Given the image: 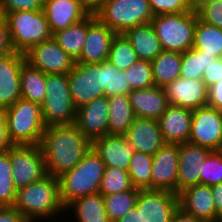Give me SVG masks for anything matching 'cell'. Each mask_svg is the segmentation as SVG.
I'll use <instances>...</instances> for the list:
<instances>
[{"label": "cell", "mask_w": 222, "mask_h": 222, "mask_svg": "<svg viewBox=\"0 0 222 222\" xmlns=\"http://www.w3.org/2000/svg\"><path fill=\"white\" fill-rule=\"evenodd\" d=\"M47 173L59 178L73 169L92 147L75 124L47 126L39 144Z\"/></svg>", "instance_id": "1"}, {"label": "cell", "mask_w": 222, "mask_h": 222, "mask_svg": "<svg viewBox=\"0 0 222 222\" xmlns=\"http://www.w3.org/2000/svg\"><path fill=\"white\" fill-rule=\"evenodd\" d=\"M13 207L29 222H50L51 219L55 221L59 215L64 219L61 217L65 208L59 197L58 178L48 174L43 179L17 190Z\"/></svg>", "instance_id": "2"}, {"label": "cell", "mask_w": 222, "mask_h": 222, "mask_svg": "<svg viewBox=\"0 0 222 222\" xmlns=\"http://www.w3.org/2000/svg\"><path fill=\"white\" fill-rule=\"evenodd\" d=\"M105 171V164L91 147L82 160L59 180V197L66 208L74 200L98 193Z\"/></svg>", "instance_id": "3"}, {"label": "cell", "mask_w": 222, "mask_h": 222, "mask_svg": "<svg viewBox=\"0 0 222 222\" xmlns=\"http://www.w3.org/2000/svg\"><path fill=\"white\" fill-rule=\"evenodd\" d=\"M3 112L8 134L14 146L40 144L46 129L40 104L20 98Z\"/></svg>", "instance_id": "4"}, {"label": "cell", "mask_w": 222, "mask_h": 222, "mask_svg": "<svg viewBox=\"0 0 222 222\" xmlns=\"http://www.w3.org/2000/svg\"><path fill=\"white\" fill-rule=\"evenodd\" d=\"M5 18L15 52L25 54L36 44L53 37L43 10L7 13Z\"/></svg>", "instance_id": "5"}, {"label": "cell", "mask_w": 222, "mask_h": 222, "mask_svg": "<svg viewBox=\"0 0 222 222\" xmlns=\"http://www.w3.org/2000/svg\"><path fill=\"white\" fill-rule=\"evenodd\" d=\"M196 23L194 11L158 15L151 20L163 51L180 53L193 47Z\"/></svg>", "instance_id": "6"}, {"label": "cell", "mask_w": 222, "mask_h": 222, "mask_svg": "<svg viewBox=\"0 0 222 222\" xmlns=\"http://www.w3.org/2000/svg\"><path fill=\"white\" fill-rule=\"evenodd\" d=\"M96 18L116 34L151 23L154 15L148 0H111L94 12Z\"/></svg>", "instance_id": "7"}, {"label": "cell", "mask_w": 222, "mask_h": 222, "mask_svg": "<svg viewBox=\"0 0 222 222\" xmlns=\"http://www.w3.org/2000/svg\"><path fill=\"white\" fill-rule=\"evenodd\" d=\"M45 85L46 97L41 104L45 126L74 124L77 108L71 98L68 74H46Z\"/></svg>", "instance_id": "8"}, {"label": "cell", "mask_w": 222, "mask_h": 222, "mask_svg": "<svg viewBox=\"0 0 222 222\" xmlns=\"http://www.w3.org/2000/svg\"><path fill=\"white\" fill-rule=\"evenodd\" d=\"M10 161L16 191L48 175L39 145L13 146L10 149Z\"/></svg>", "instance_id": "9"}, {"label": "cell", "mask_w": 222, "mask_h": 222, "mask_svg": "<svg viewBox=\"0 0 222 222\" xmlns=\"http://www.w3.org/2000/svg\"><path fill=\"white\" fill-rule=\"evenodd\" d=\"M69 90L74 106L78 109L103 93V67L98 64L76 63L68 73Z\"/></svg>", "instance_id": "10"}, {"label": "cell", "mask_w": 222, "mask_h": 222, "mask_svg": "<svg viewBox=\"0 0 222 222\" xmlns=\"http://www.w3.org/2000/svg\"><path fill=\"white\" fill-rule=\"evenodd\" d=\"M24 56L30 66L45 74H68L76 64L53 37L36 44Z\"/></svg>", "instance_id": "11"}, {"label": "cell", "mask_w": 222, "mask_h": 222, "mask_svg": "<svg viewBox=\"0 0 222 222\" xmlns=\"http://www.w3.org/2000/svg\"><path fill=\"white\" fill-rule=\"evenodd\" d=\"M221 124L222 111L209 106L193 110L189 143L212 151L222 150Z\"/></svg>", "instance_id": "12"}, {"label": "cell", "mask_w": 222, "mask_h": 222, "mask_svg": "<svg viewBox=\"0 0 222 222\" xmlns=\"http://www.w3.org/2000/svg\"><path fill=\"white\" fill-rule=\"evenodd\" d=\"M179 144H165L154 155L151 166V190L177 194Z\"/></svg>", "instance_id": "13"}, {"label": "cell", "mask_w": 222, "mask_h": 222, "mask_svg": "<svg viewBox=\"0 0 222 222\" xmlns=\"http://www.w3.org/2000/svg\"><path fill=\"white\" fill-rule=\"evenodd\" d=\"M136 207L143 222H171L179 207L178 194L163 190H140Z\"/></svg>", "instance_id": "14"}, {"label": "cell", "mask_w": 222, "mask_h": 222, "mask_svg": "<svg viewBox=\"0 0 222 222\" xmlns=\"http://www.w3.org/2000/svg\"><path fill=\"white\" fill-rule=\"evenodd\" d=\"M108 107V97L102 96L77 109L74 124L91 143L108 134Z\"/></svg>", "instance_id": "15"}, {"label": "cell", "mask_w": 222, "mask_h": 222, "mask_svg": "<svg viewBox=\"0 0 222 222\" xmlns=\"http://www.w3.org/2000/svg\"><path fill=\"white\" fill-rule=\"evenodd\" d=\"M115 35L113 30L102 24L95 14L91 13L88 16L86 42L76 63L98 64L107 60Z\"/></svg>", "instance_id": "16"}, {"label": "cell", "mask_w": 222, "mask_h": 222, "mask_svg": "<svg viewBox=\"0 0 222 222\" xmlns=\"http://www.w3.org/2000/svg\"><path fill=\"white\" fill-rule=\"evenodd\" d=\"M43 12L52 34L83 21L91 14L85 0H44Z\"/></svg>", "instance_id": "17"}, {"label": "cell", "mask_w": 222, "mask_h": 222, "mask_svg": "<svg viewBox=\"0 0 222 222\" xmlns=\"http://www.w3.org/2000/svg\"><path fill=\"white\" fill-rule=\"evenodd\" d=\"M169 105L195 110L207 106L208 87L202 79L178 77L164 87Z\"/></svg>", "instance_id": "18"}, {"label": "cell", "mask_w": 222, "mask_h": 222, "mask_svg": "<svg viewBox=\"0 0 222 222\" xmlns=\"http://www.w3.org/2000/svg\"><path fill=\"white\" fill-rule=\"evenodd\" d=\"M25 62L24 54L15 51L0 57V111L21 98L20 72Z\"/></svg>", "instance_id": "19"}, {"label": "cell", "mask_w": 222, "mask_h": 222, "mask_svg": "<svg viewBox=\"0 0 222 222\" xmlns=\"http://www.w3.org/2000/svg\"><path fill=\"white\" fill-rule=\"evenodd\" d=\"M211 152L209 148L189 142L179 144L177 194L188 187L200 184L199 168Z\"/></svg>", "instance_id": "20"}, {"label": "cell", "mask_w": 222, "mask_h": 222, "mask_svg": "<svg viewBox=\"0 0 222 222\" xmlns=\"http://www.w3.org/2000/svg\"><path fill=\"white\" fill-rule=\"evenodd\" d=\"M193 110L169 105L157 119L166 144L189 142Z\"/></svg>", "instance_id": "21"}, {"label": "cell", "mask_w": 222, "mask_h": 222, "mask_svg": "<svg viewBox=\"0 0 222 222\" xmlns=\"http://www.w3.org/2000/svg\"><path fill=\"white\" fill-rule=\"evenodd\" d=\"M124 136L134 151L151 155L166 144L161 135L158 120L152 118L136 117Z\"/></svg>", "instance_id": "22"}, {"label": "cell", "mask_w": 222, "mask_h": 222, "mask_svg": "<svg viewBox=\"0 0 222 222\" xmlns=\"http://www.w3.org/2000/svg\"><path fill=\"white\" fill-rule=\"evenodd\" d=\"M92 148L100 156L105 166L128 170L134 153L132 145L124 135L107 134L92 142Z\"/></svg>", "instance_id": "23"}, {"label": "cell", "mask_w": 222, "mask_h": 222, "mask_svg": "<svg viewBox=\"0 0 222 222\" xmlns=\"http://www.w3.org/2000/svg\"><path fill=\"white\" fill-rule=\"evenodd\" d=\"M179 207L204 222H216V208L210 186L197 184L178 194Z\"/></svg>", "instance_id": "24"}, {"label": "cell", "mask_w": 222, "mask_h": 222, "mask_svg": "<svg viewBox=\"0 0 222 222\" xmlns=\"http://www.w3.org/2000/svg\"><path fill=\"white\" fill-rule=\"evenodd\" d=\"M130 103L136 117L158 119L169 106L163 87L132 90L129 94Z\"/></svg>", "instance_id": "25"}, {"label": "cell", "mask_w": 222, "mask_h": 222, "mask_svg": "<svg viewBox=\"0 0 222 222\" xmlns=\"http://www.w3.org/2000/svg\"><path fill=\"white\" fill-rule=\"evenodd\" d=\"M124 36L131 42L138 59L153 61L163 51L151 23L130 28Z\"/></svg>", "instance_id": "26"}, {"label": "cell", "mask_w": 222, "mask_h": 222, "mask_svg": "<svg viewBox=\"0 0 222 222\" xmlns=\"http://www.w3.org/2000/svg\"><path fill=\"white\" fill-rule=\"evenodd\" d=\"M69 212L75 217L72 219L75 222H111L105 210L103 195L99 192L74 200L65 208V214L70 215Z\"/></svg>", "instance_id": "27"}, {"label": "cell", "mask_w": 222, "mask_h": 222, "mask_svg": "<svg viewBox=\"0 0 222 222\" xmlns=\"http://www.w3.org/2000/svg\"><path fill=\"white\" fill-rule=\"evenodd\" d=\"M108 134L124 135L136 119L129 95L108 96Z\"/></svg>", "instance_id": "28"}, {"label": "cell", "mask_w": 222, "mask_h": 222, "mask_svg": "<svg viewBox=\"0 0 222 222\" xmlns=\"http://www.w3.org/2000/svg\"><path fill=\"white\" fill-rule=\"evenodd\" d=\"M46 74L25 62L20 72L21 98L42 104L46 97Z\"/></svg>", "instance_id": "29"}, {"label": "cell", "mask_w": 222, "mask_h": 222, "mask_svg": "<svg viewBox=\"0 0 222 222\" xmlns=\"http://www.w3.org/2000/svg\"><path fill=\"white\" fill-rule=\"evenodd\" d=\"M181 56L180 52L162 51L151 61L155 86L164 88L180 77Z\"/></svg>", "instance_id": "30"}, {"label": "cell", "mask_w": 222, "mask_h": 222, "mask_svg": "<svg viewBox=\"0 0 222 222\" xmlns=\"http://www.w3.org/2000/svg\"><path fill=\"white\" fill-rule=\"evenodd\" d=\"M87 30L88 17L66 29L55 32L53 38L76 61L80 57L86 42Z\"/></svg>", "instance_id": "31"}, {"label": "cell", "mask_w": 222, "mask_h": 222, "mask_svg": "<svg viewBox=\"0 0 222 222\" xmlns=\"http://www.w3.org/2000/svg\"><path fill=\"white\" fill-rule=\"evenodd\" d=\"M192 48L222 57V29L201 21L197 15Z\"/></svg>", "instance_id": "32"}, {"label": "cell", "mask_w": 222, "mask_h": 222, "mask_svg": "<svg viewBox=\"0 0 222 222\" xmlns=\"http://www.w3.org/2000/svg\"><path fill=\"white\" fill-rule=\"evenodd\" d=\"M217 57L193 48L186 50L181 56L180 77L184 79H202L203 70Z\"/></svg>", "instance_id": "33"}, {"label": "cell", "mask_w": 222, "mask_h": 222, "mask_svg": "<svg viewBox=\"0 0 222 222\" xmlns=\"http://www.w3.org/2000/svg\"><path fill=\"white\" fill-rule=\"evenodd\" d=\"M153 155L134 151L128 173L134 188L140 190H151V166Z\"/></svg>", "instance_id": "34"}, {"label": "cell", "mask_w": 222, "mask_h": 222, "mask_svg": "<svg viewBox=\"0 0 222 222\" xmlns=\"http://www.w3.org/2000/svg\"><path fill=\"white\" fill-rule=\"evenodd\" d=\"M139 191L140 189L132 188L125 192L103 196L105 210L111 222H116L136 206Z\"/></svg>", "instance_id": "35"}, {"label": "cell", "mask_w": 222, "mask_h": 222, "mask_svg": "<svg viewBox=\"0 0 222 222\" xmlns=\"http://www.w3.org/2000/svg\"><path fill=\"white\" fill-rule=\"evenodd\" d=\"M120 71H125L139 59L131 42L124 34H116L111 43L108 59Z\"/></svg>", "instance_id": "36"}, {"label": "cell", "mask_w": 222, "mask_h": 222, "mask_svg": "<svg viewBox=\"0 0 222 222\" xmlns=\"http://www.w3.org/2000/svg\"><path fill=\"white\" fill-rule=\"evenodd\" d=\"M134 188L127 170L105 166L99 193L103 196L121 193Z\"/></svg>", "instance_id": "37"}, {"label": "cell", "mask_w": 222, "mask_h": 222, "mask_svg": "<svg viewBox=\"0 0 222 222\" xmlns=\"http://www.w3.org/2000/svg\"><path fill=\"white\" fill-rule=\"evenodd\" d=\"M10 150L0 155V207L13 206L16 189L12 180Z\"/></svg>", "instance_id": "38"}, {"label": "cell", "mask_w": 222, "mask_h": 222, "mask_svg": "<svg viewBox=\"0 0 222 222\" xmlns=\"http://www.w3.org/2000/svg\"><path fill=\"white\" fill-rule=\"evenodd\" d=\"M125 75L131 90L155 86L151 61L139 59L125 70Z\"/></svg>", "instance_id": "39"}, {"label": "cell", "mask_w": 222, "mask_h": 222, "mask_svg": "<svg viewBox=\"0 0 222 222\" xmlns=\"http://www.w3.org/2000/svg\"><path fill=\"white\" fill-rule=\"evenodd\" d=\"M200 184L214 186L222 182V150L212 151L199 168Z\"/></svg>", "instance_id": "40"}, {"label": "cell", "mask_w": 222, "mask_h": 222, "mask_svg": "<svg viewBox=\"0 0 222 222\" xmlns=\"http://www.w3.org/2000/svg\"><path fill=\"white\" fill-rule=\"evenodd\" d=\"M154 16L192 11L191 0H148Z\"/></svg>", "instance_id": "41"}, {"label": "cell", "mask_w": 222, "mask_h": 222, "mask_svg": "<svg viewBox=\"0 0 222 222\" xmlns=\"http://www.w3.org/2000/svg\"><path fill=\"white\" fill-rule=\"evenodd\" d=\"M44 0H0V13L43 10Z\"/></svg>", "instance_id": "42"}, {"label": "cell", "mask_w": 222, "mask_h": 222, "mask_svg": "<svg viewBox=\"0 0 222 222\" xmlns=\"http://www.w3.org/2000/svg\"><path fill=\"white\" fill-rule=\"evenodd\" d=\"M197 15L201 21L222 29V0L205 5Z\"/></svg>", "instance_id": "43"}, {"label": "cell", "mask_w": 222, "mask_h": 222, "mask_svg": "<svg viewBox=\"0 0 222 222\" xmlns=\"http://www.w3.org/2000/svg\"><path fill=\"white\" fill-rule=\"evenodd\" d=\"M202 80L208 88L222 80V57L216 58L203 70Z\"/></svg>", "instance_id": "44"}, {"label": "cell", "mask_w": 222, "mask_h": 222, "mask_svg": "<svg viewBox=\"0 0 222 222\" xmlns=\"http://www.w3.org/2000/svg\"><path fill=\"white\" fill-rule=\"evenodd\" d=\"M131 91L125 71L113 66L112 95H128Z\"/></svg>", "instance_id": "45"}, {"label": "cell", "mask_w": 222, "mask_h": 222, "mask_svg": "<svg viewBox=\"0 0 222 222\" xmlns=\"http://www.w3.org/2000/svg\"><path fill=\"white\" fill-rule=\"evenodd\" d=\"M13 51L6 18L0 13V57Z\"/></svg>", "instance_id": "46"}, {"label": "cell", "mask_w": 222, "mask_h": 222, "mask_svg": "<svg viewBox=\"0 0 222 222\" xmlns=\"http://www.w3.org/2000/svg\"><path fill=\"white\" fill-rule=\"evenodd\" d=\"M207 106L222 111V80L208 88Z\"/></svg>", "instance_id": "47"}, {"label": "cell", "mask_w": 222, "mask_h": 222, "mask_svg": "<svg viewBox=\"0 0 222 222\" xmlns=\"http://www.w3.org/2000/svg\"><path fill=\"white\" fill-rule=\"evenodd\" d=\"M14 145L11 143L7 121L3 111H0V155L6 153Z\"/></svg>", "instance_id": "48"}, {"label": "cell", "mask_w": 222, "mask_h": 222, "mask_svg": "<svg viewBox=\"0 0 222 222\" xmlns=\"http://www.w3.org/2000/svg\"><path fill=\"white\" fill-rule=\"evenodd\" d=\"M103 67V93L112 96L113 65L109 60L99 63Z\"/></svg>", "instance_id": "49"}, {"label": "cell", "mask_w": 222, "mask_h": 222, "mask_svg": "<svg viewBox=\"0 0 222 222\" xmlns=\"http://www.w3.org/2000/svg\"><path fill=\"white\" fill-rule=\"evenodd\" d=\"M0 222H29V221L13 206H1Z\"/></svg>", "instance_id": "50"}, {"label": "cell", "mask_w": 222, "mask_h": 222, "mask_svg": "<svg viewBox=\"0 0 222 222\" xmlns=\"http://www.w3.org/2000/svg\"><path fill=\"white\" fill-rule=\"evenodd\" d=\"M216 208V221L222 219V182L211 187Z\"/></svg>", "instance_id": "51"}, {"label": "cell", "mask_w": 222, "mask_h": 222, "mask_svg": "<svg viewBox=\"0 0 222 222\" xmlns=\"http://www.w3.org/2000/svg\"><path fill=\"white\" fill-rule=\"evenodd\" d=\"M171 222H204L200 218L195 217L192 214L186 213L183 209L178 207L174 213Z\"/></svg>", "instance_id": "52"}, {"label": "cell", "mask_w": 222, "mask_h": 222, "mask_svg": "<svg viewBox=\"0 0 222 222\" xmlns=\"http://www.w3.org/2000/svg\"><path fill=\"white\" fill-rule=\"evenodd\" d=\"M116 222H143L142 212L135 206Z\"/></svg>", "instance_id": "53"}, {"label": "cell", "mask_w": 222, "mask_h": 222, "mask_svg": "<svg viewBox=\"0 0 222 222\" xmlns=\"http://www.w3.org/2000/svg\"><path fill=\"white\" fill-rule=\"evenodd\" d=\"M91 13H94L100 6L111 0H85Z\"/></svg>", "instance_id": "54"}, {"label": "cell", "mask_w": 222, "mask_h": 222, "mask_svg": "<svg viewBox=\"0 0 222 222\" xmlns=\"http://www.w3.org/2000/svg\"><path fill=\"white\" fill-rule=\"evenodd\" d=\"M218 0H191L192 11L197 13L202 7Z\"/></svg>", "instance_id": "55"}]
</instances>
